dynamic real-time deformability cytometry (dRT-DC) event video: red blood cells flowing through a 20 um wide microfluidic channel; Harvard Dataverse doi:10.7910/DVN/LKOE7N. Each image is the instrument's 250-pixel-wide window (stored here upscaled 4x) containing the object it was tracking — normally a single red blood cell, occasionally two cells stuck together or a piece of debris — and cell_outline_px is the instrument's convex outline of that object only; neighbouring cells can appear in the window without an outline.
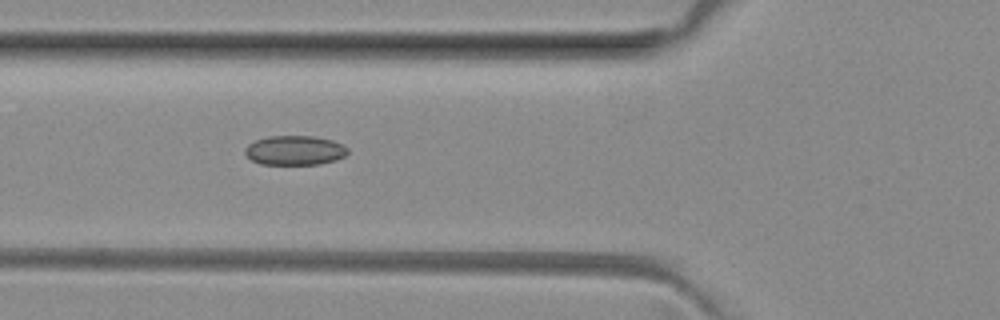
{"species": "common noctule bat (a hibernating species)", "species_latin": "Nyctalus noctula", "temperature_condition": "room temperature", "stored_images_in_passage": 16, "camera_frame_rate_fps": 3000, "um_per_image_px": 0.085, "animal": {"sex": "female", "body_mass_g": 29.2, "forearm_length_mm": 56.3}, "frame": {"image": 1, "passage_image": 7, "time_ms": 2.0, "image_size_px": [1000, 320], "cell_outline_px": [[348, 152], [344, 156], [336, 160], [320, 164], [260, 164], [252, 160], [244, 152], [244, 148], [248, 144], [256, 140], [268, 136], [312, 136], [332, 140], [348, 148]], "centroid_in_image_um": [25.04, 12.78], "position_along_channel_um": 100.8, "area_um2": 17.57}}
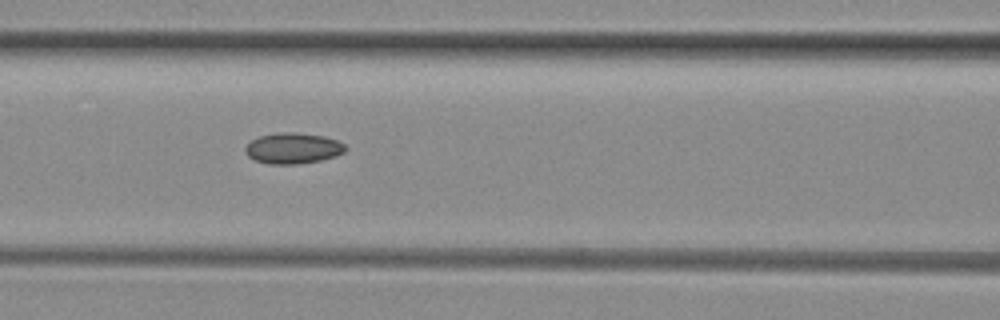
{"frame": {"image": 2, "passage_image": 10, "time_ms": 3.0, "image_size_px": [1000, 320], "cell_outline_px": [[348, 148], [344, 152], [336, 156], [320, 160], [296, 164], [268, 164], [256, 160], [248, 156], [244, 152], [244, 148], [252, 140], [260, 136], [280, 132], [296, 132], [324, 136], [336, 140], [344, 144]], "centroid_in_image_um": [24.91, 12.6], "position_along_channel_um": 141.7, "area_um2": 17.98}}
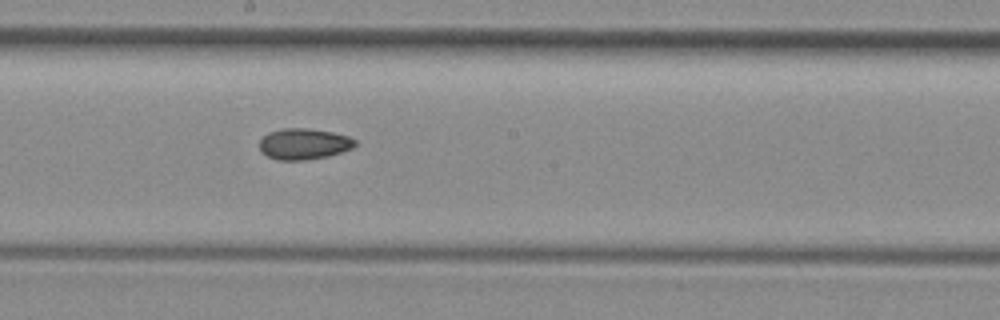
{"frame": {"image": 3, "passage_image": 16, "time_ms": 5.0, "image_size_px": [1000, 320], "cell_outline_px": [[356, 144], [352, 148], [328, 156], [304, 160], [280, 160], [268, 156], [260, 152], [260, 140], [268, 132], [284, 128], [308, 128], [332, 132], [348, 136], [356, 140]], "centroid_in_image_um": [25.82, 12.23], "position_along_channel_um": 222.4, "area_um2": 17.22}}